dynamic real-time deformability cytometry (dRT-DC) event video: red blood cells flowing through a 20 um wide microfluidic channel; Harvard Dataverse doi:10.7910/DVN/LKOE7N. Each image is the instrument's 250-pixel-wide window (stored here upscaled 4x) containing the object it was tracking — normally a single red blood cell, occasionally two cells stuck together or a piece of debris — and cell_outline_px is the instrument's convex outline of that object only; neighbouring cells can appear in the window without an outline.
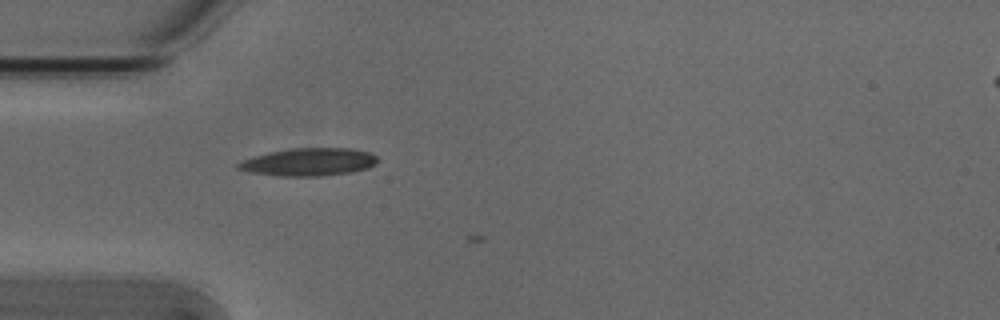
{"species": "Egyptian fruit bat (a non-hibernating species)", "species_latin": "Rousettus aegyptiacus", "temperature_condition": "cold", "stored_images_in_passage": 8, "camera_frame_rate_fps": 3000, "um_per_image_px": 0.085, "animal": {"sex": "male"}, "frame": {"image": 1, "passage_image": 7, "time_ms": 2.0, "image_size_px": [1000, 320], "cell_outline_px": [[380, 160], [376, 164], [368, 168], [352, 172], [320, 176], [276, 176], [248, 172], [236, 168], [236, 164], [252, 156], [268, 152], [292, 148], [352, 148], [368, 152], [376, 156]], "centroid_in_image_um": [26.24, 13.77], "position_along_channel_um": 58.8, "area_um2": 22.77}}